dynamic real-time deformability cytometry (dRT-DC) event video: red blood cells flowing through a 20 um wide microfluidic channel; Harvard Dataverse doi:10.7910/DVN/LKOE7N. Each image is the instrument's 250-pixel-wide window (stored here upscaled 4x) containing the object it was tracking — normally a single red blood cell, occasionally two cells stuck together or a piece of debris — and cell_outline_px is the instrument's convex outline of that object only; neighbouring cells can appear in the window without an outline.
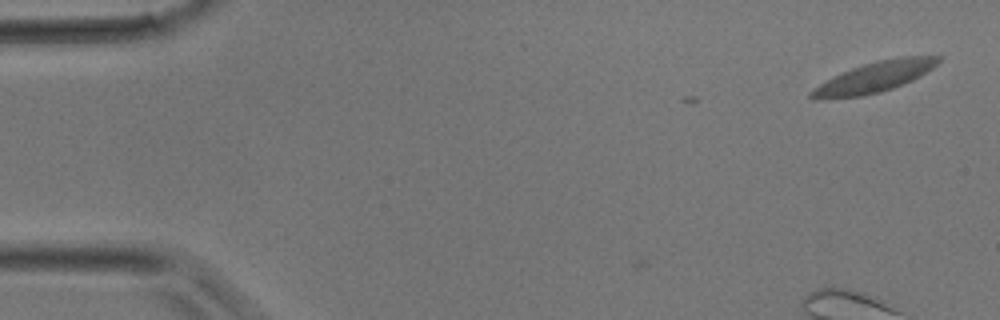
{"species": "common noctule bat (a hibernating species)", "species_latin": "Nyctalus noctula", "temperature_condition": "room temperature", "stored_images_in_passage": 6, "camera_frame_rate_fps": 3000, "um_per_image_px": 0.085, "animal": {"sex": "male", "body_mass_g": 17.9}, "frame": {"image": 1, "passage_image": 6, "time_ms": 1.667, "image_size_px": [1000, 320], "cell_outline_px": [[944, 56], [932, 68], [920, 76], [912, 80], [892, 88], [880, 92], [860, 96], [816, 100], [812, 100], [808, 96], [808, 92], [832, 76], [852, 68], [876, 60], [904, 56]], "centroid_in_image_um": [74.28, 6.56], "position_along_channel_um": 10.7, "area_um2": 22.54}}